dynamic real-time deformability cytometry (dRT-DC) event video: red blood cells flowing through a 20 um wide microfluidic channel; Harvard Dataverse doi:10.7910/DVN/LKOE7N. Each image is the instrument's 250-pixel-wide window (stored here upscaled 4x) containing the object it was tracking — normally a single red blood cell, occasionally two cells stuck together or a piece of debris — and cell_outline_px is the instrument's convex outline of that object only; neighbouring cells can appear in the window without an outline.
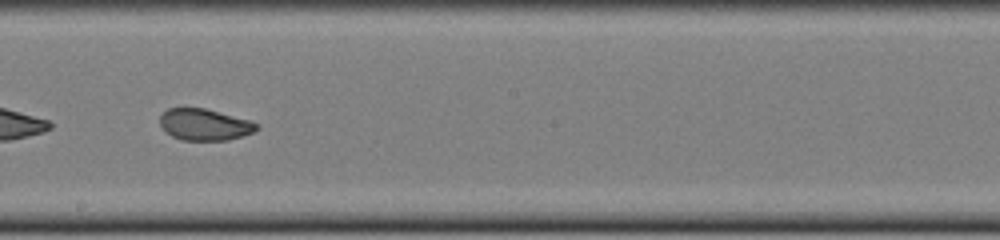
{"species": "common noctule bat (a hibernating species)", "species_latin": "Nyctalus noctula", "temperature_condition": "cold", "stored_images_in_passage": 50, "camera_frame_rate_fps": 3000, "um_per_image_px": 0.085, "animal": {"sex": "female", "body_mass_g": 22.0, "forearm_length_mm": 56.7}, "frame": {"image": 1, "passage_image": 29, "time_ms": 9.333, "image_size_px": [1000, 240], "cell_outline_px": [[260, 128], [256, 132], [228, 140], [180, 140], [164, 132], [160, 124], [160, 116], [168, 108], [204, 108], [252, 120], [260, 124]], "centroid_in_image_um": [17.43, 10.6], "position_along_channel_um": 230.8, "area_um2": 18.09}, "authors_computed_cell_mechanics": {"area_um2": 20.5479, "velocity_mm_per_s": 3.9132, "shape_relaxation_time_tau1_ms": 10.0757, "shape_relaxation_time_tau2_ms": 1.5764, "deformation_change_tau1": 0.2204, "deformation_change_tau2": 0.061}}